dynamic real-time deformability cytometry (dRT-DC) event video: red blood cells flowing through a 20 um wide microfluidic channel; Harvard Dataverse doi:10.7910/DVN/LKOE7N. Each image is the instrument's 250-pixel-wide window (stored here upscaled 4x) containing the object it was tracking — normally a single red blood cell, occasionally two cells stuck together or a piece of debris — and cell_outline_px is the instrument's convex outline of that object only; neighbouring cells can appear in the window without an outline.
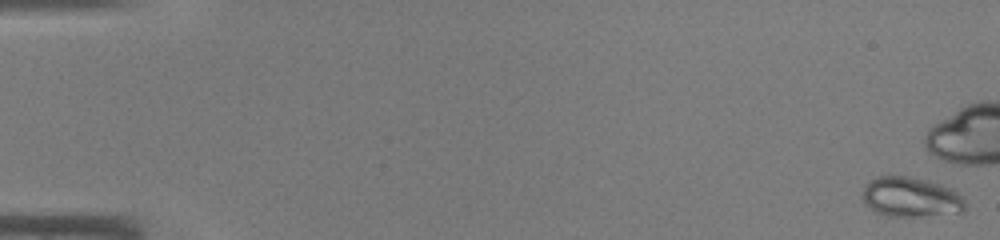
{"species": "common noctule bat (a hibernating species)", "species_latin": "Nyctalus noctula", "temperature_condition": "warm", "stored_images_in_passage": 9, "camera_frame_rate_fps": 3000, "um_per_image_px": 0.085, "animal": {"sex": "male", "body_mass_g": 19.0, "forearm_length_mm": 50.8}, "frame": {"image": 1, "passage_image": 1, "time_ms": 0.0, "image_size_px": [1000, 240], "cell_outline_px": [[964, 212], [912, 216], [888, 216], [876, 212], [864, 204], [864, 184], [876, 176], [908, 176], [928, 180], [952, 188], [964, 200]], "centroid_in_image_um": [77.4, 16.74], "position_along_channel_um": 7.6, "area_um2": 23.7}}